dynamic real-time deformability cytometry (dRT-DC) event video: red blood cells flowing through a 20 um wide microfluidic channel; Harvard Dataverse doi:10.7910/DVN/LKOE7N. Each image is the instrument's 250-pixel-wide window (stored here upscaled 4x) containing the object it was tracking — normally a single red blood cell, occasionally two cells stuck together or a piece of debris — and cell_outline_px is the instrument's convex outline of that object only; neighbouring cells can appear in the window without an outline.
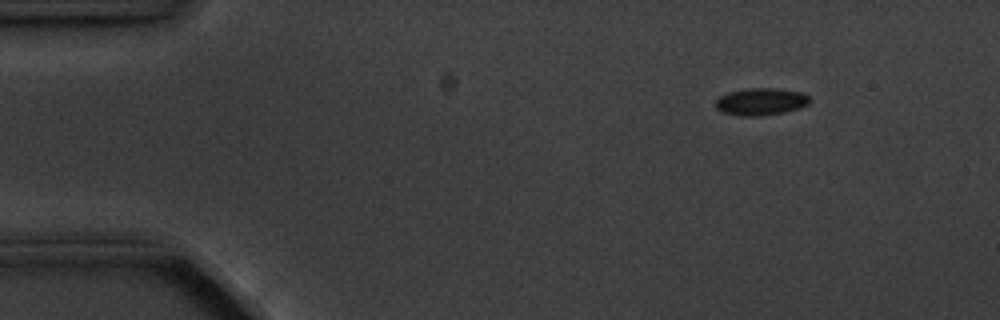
{"species": "common noctule bat (a hibernating species)", "species_latin": "Nyctalus noctula", "temperature_condition": "cold", "stored_images_in_passage": 6, "camera_frame_rate_fps": 3000, "um_per_image_px": 0.085, "animal": {"sex": "male", "body_mass_g": 20.1, "forearm_length_mm": 53.5}, "frame": {"image": 1, "passage_image": 1, "time_ms": 0.0, "image_size_px": [1000, 320], "cell_outline_px": [[808, 104], [800, 108], [784, 112], [760, 116], [740, 116], [724, 112], [716, 108], [716, 100], [720, 96], [728, 92], [748, 88], [776, 88], [804, 92], [808, 96]], "centroid_in_image_um": [64.68, 8.63], "position_along_channel_um": 20.3, "area_um2": 14.91}}
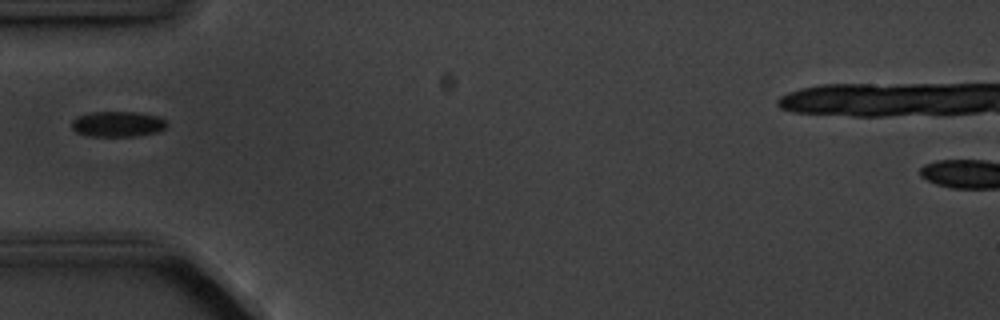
{"frame": {"image": 2, "passage_image": 4, "time_ms": 3.667, "image_size_px": [1000, 320], "cell_outline_px": [[168, 124], [164, 128], [156, 132], [136, 136], [88, 136], [76, 132], [72, 128], [72, 120], [76, 116], [92, 112], [136, 112], [156, 116], [164, 120]], "centroid_in_image_um": [9.96, 10.54], "position_along_channel_um": 75.0, "area_um2": 14.05}}